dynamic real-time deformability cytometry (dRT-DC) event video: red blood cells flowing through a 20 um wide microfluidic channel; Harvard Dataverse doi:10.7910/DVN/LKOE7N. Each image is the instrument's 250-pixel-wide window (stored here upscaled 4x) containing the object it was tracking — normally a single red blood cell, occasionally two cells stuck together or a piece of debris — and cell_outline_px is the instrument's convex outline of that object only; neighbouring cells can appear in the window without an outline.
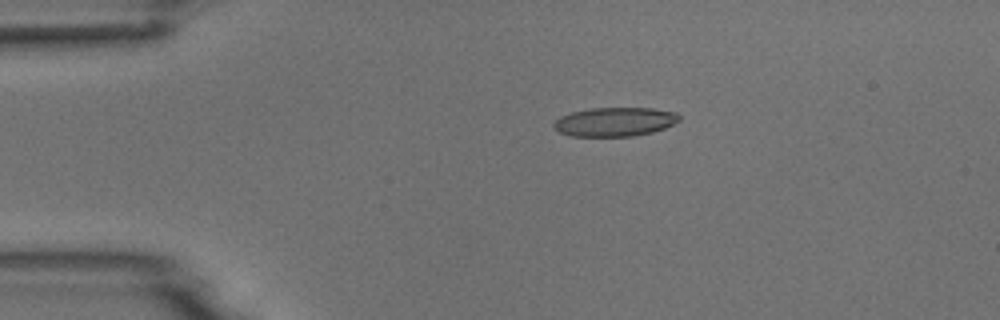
{"species": "common noctule bat (a hibernating species)", "species_latin": "Nyctalus noctula", "temperature_condition": "room temperature", "stored_images_in_passage": 5, "camera_frame_rate_fps": 3000, "um_per_image_px": 0.085, "animal": {"sex": "male", "body_mass_g": 18.8}, "frame": {"image": 1, "passage_image": 3, "time_ms": 2.333, "image_size_px": [1000, 320], "cell_outline_px": [[680, 120], [664, 128], [652, 132], [632, 136], [572, 136], [560, 132], [552, 128], [552, 124], [560, 116], [572, 112], [592, 108], [652, 108], [676, 112], [680, 116]], "centroid_in_image_um": [52.24, 10.35], "position_along_channel_um": 32.8, "area_um2": 21.15}}
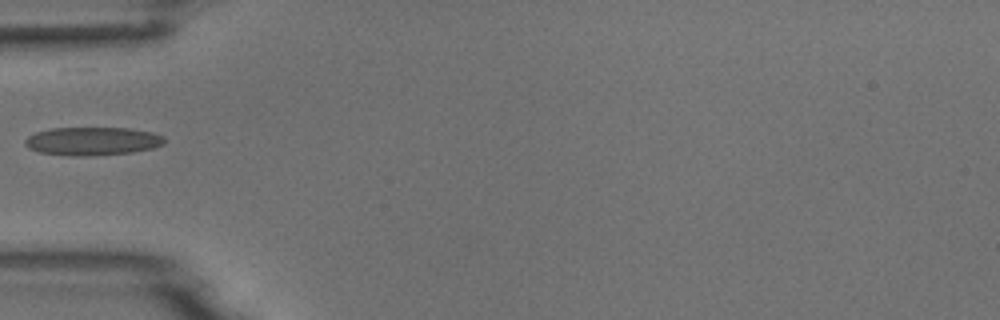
{"frame": {"image": 2, "passage_image": 5, "time_ms": 4.667, "image_size_px": [1000, 320], "cell_outline_px": [[164, 144], [152, 148], [132, 152], [96, 156], [68, 156], [40, 152], [28, 148], [24, 144], [24, 140], [28, 136], [36, 132], [52, 128], [128, 128], [152, 132], [164, 136]], "centroid_in_image_um": [7.84, 12.0], "position_along_channel_um": 77.2, "area_um2": 23.12}}